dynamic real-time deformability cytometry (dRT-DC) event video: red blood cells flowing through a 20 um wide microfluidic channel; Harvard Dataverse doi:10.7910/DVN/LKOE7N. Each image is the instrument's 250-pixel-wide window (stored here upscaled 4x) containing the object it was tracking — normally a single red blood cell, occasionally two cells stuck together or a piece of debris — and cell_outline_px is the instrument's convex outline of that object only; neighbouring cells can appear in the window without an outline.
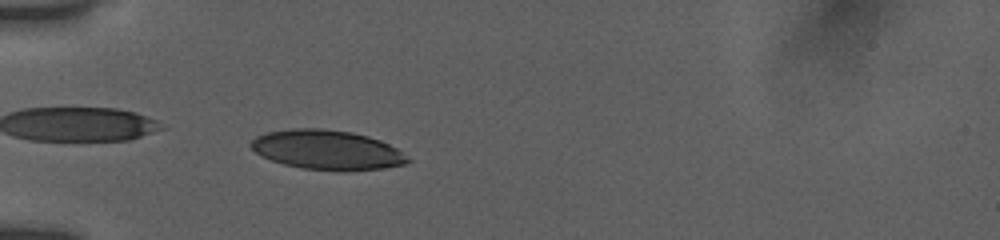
{"species": "human", "species_latin": "Homo sapiens", "temperature_condition": "room temperature", "stored_images_in_passage": 14, "camera_frame_rate_fps": 3000, "um_per_image_px": 0.085, "donor": {"sex": "female"}, "frame": {"image": 1, "passage_image": 10, "time_ms": 5.333, "image_size_px": [1000, 240], "cell_outline_px": [[412, 160], [404, 164], [384, 168], [300, 168], [284, 164], [272, 160], [256, 152], [248, 144], [256, 136], [268, 132], [292, 128], [320, 128], [352, 132], [368, 136], [380, 140], [396, 148]], "centroid_in_image_um": [27.77, 12.69], "position_along_channel_um": 57.2, "area_um2": 35.03}}
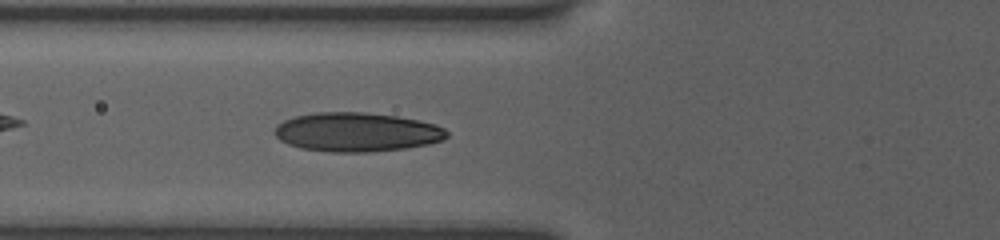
{"frame": {"image": 2, "passage_image": 12, "time_ms": 6.667, "image_size_px": [1000, 240], "cell_outline_px": [[448, 136], [444, 140], [428, 144], [404, 148], [368, 152], [328, 152], [300, 148], [288, 144], [280, 140], [276, 136], [276, 124], [284, 120], [296, 116], [316, 112], [364, 112], [396, 116], [436, 124], [444, 128], [448, 132]], "centroid_in_image_um": [30.33, 11.23], "position_along_channel_um": 95.5, "area_um2": 39.19}}
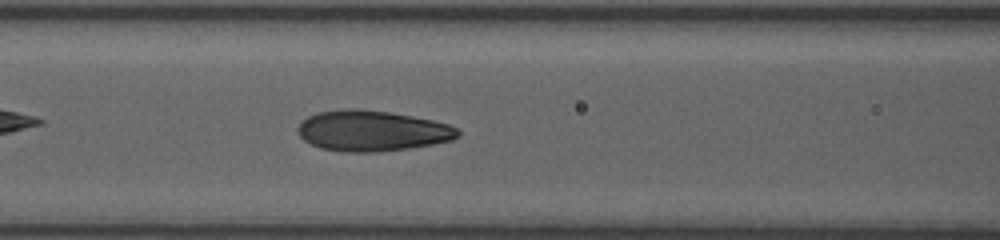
{"frame": {"image": 3, "passage_image": 14, "time_ms": 7.667, "image_size_px": [1000, 240], "cell_outline_px": [[460, 136], [452, 140], [432, 144], [408, 148], [380, 152], [344, 152], [320, 148], [304, 140], [296, 132], [296, 128], [308, 116], [320, 112], [348, 108], [356, 108], [388, 112], [412, 116], [432, 120], [448, 124], [456, 128], [460, 132]], "centroid_in_image_um": [31.62, 11.12], "position_along_channel_um": 135.0, "area_um2": 37.86}}